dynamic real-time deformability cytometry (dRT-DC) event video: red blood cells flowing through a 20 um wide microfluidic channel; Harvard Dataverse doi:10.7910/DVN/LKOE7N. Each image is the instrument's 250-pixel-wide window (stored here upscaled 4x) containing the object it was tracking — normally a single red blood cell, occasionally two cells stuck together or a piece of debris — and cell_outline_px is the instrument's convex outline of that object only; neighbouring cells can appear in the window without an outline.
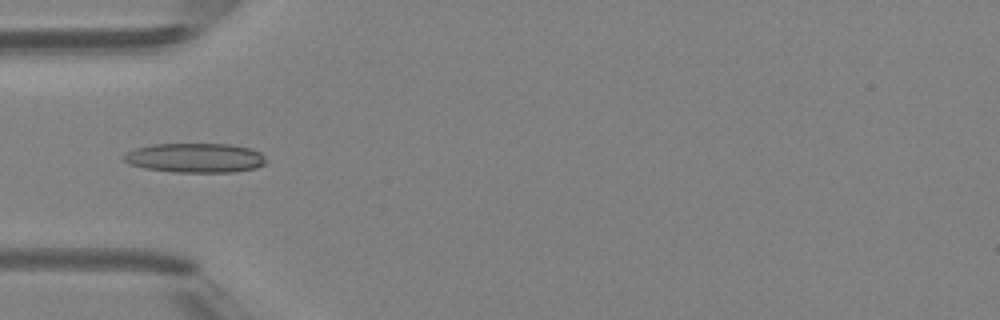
{"species": "Egyptian fruit bat (a non-hibernating species)", "species_latin": "Rousettus aegyptiacus", "temperature_condition": "room temperature", "stored_images_in_passage": 4, "camera_frame_rate_fps": 3000, "um_per_image_px": 0.085, "animal": {"sex": "female"}, "frame": {"image": 1, "passage_image": 4, "time_ms": 3.333, "image_size_px": [1000, 320], "cell_outline_px": [[268, 160], [264, 164], [256, 168], [232, 172], [172, 172], [144, 168], [128, 164], [120, 160], [120, 156], [136, 148], [152, 144], [228, 144], [252, 148], [260, 152]], "centroid_in_image_um": [16.57, 13.42], "position_along_channel_um": 68.4, "area_um2": 24.74}}